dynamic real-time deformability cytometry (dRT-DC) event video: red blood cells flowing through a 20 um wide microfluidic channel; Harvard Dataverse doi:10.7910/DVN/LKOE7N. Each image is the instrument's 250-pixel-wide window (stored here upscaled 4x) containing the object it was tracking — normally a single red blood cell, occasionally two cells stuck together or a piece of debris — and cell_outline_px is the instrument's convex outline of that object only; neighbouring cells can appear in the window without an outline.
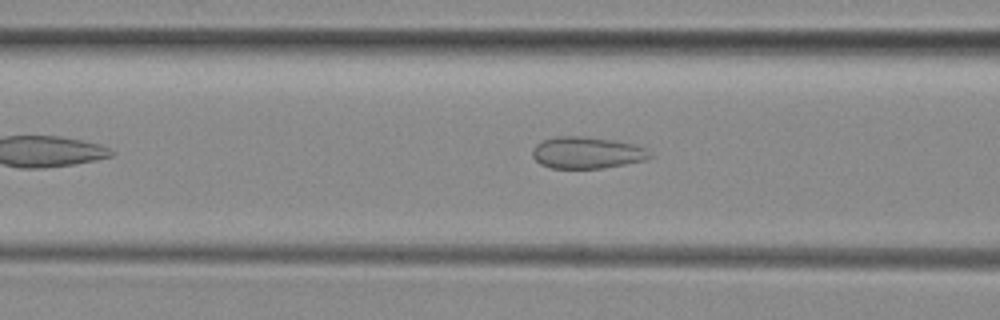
{"species": "common noctule bat (a hibernating species)", "species_latin": "Nyctalus noctula", "temperature_condition": "room temperature", "stored_images_in_passage": 37, "camera_frame_rate_fps": 3000, "um_per_image_px": 0.085, "animal": {"sex": "female", "body_mass_g": 29.2, "forearm_length_mm": 56.3}, "frame": {"image": 1, "passage_image": 11, "time_ms": 3.333, "image_size_px": [1000, 320], "cell_outline_px": [[652, 156], [644, 160], [624, 164], [600, 168], [552, 168], [540, 164], [532, 156], [532, 148], [536, 144], [544, 140], [556, 136], [580, 136], [612, 140], [632, 144], [644, 148]], "centroid_in_image_um": [49.82, 12.98], "position_along_channel_um": 116.8, "area_um2": 21.39}}
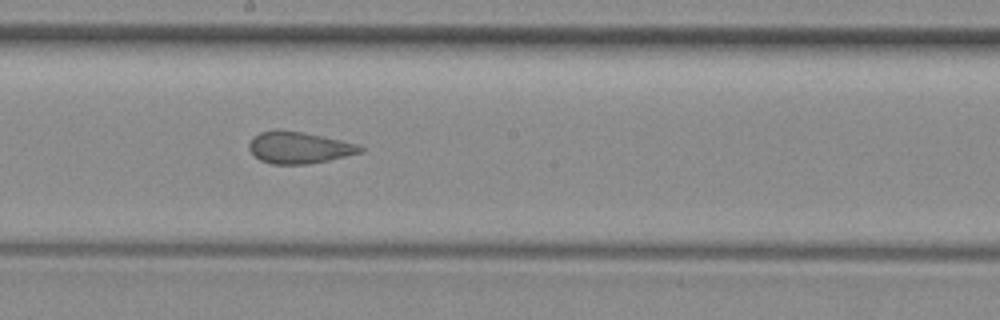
{"frame": {"image": 2, "passage_image": 19, "time_ms": 6.0, "image_size_px": [1000, 320], "cell_outline_px": [[364, 152], [328, 160], [308, 164], [272, 164], [260, 160], [248, 148], [248, 144], [252, 136], [260, 132], [276, 128], [280, 128], [304, 132], [360, 144], [364, 148]], "centroid_in_image_um": [25.41, 12.52], "position_along_channel_um": 222.8, "area_um2": 20.92}}
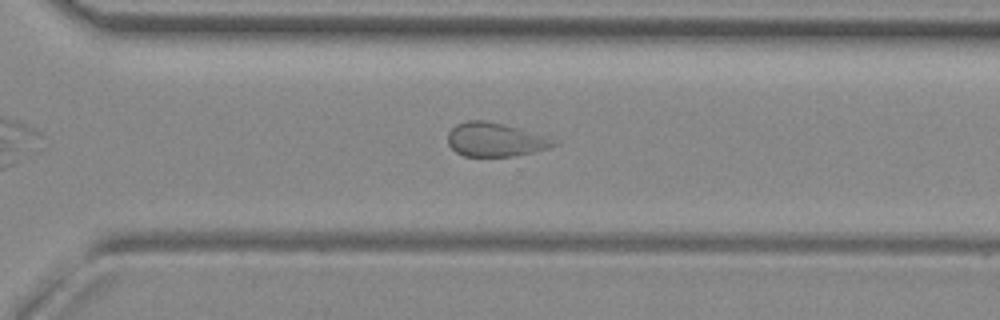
{"frame": {"image": 3, "passage_image": 27, "time_ms": 8.667, "image_size_px": [1000, 320], "cell_outline_px": [[560, 144], [548, 148], [516, 156], [464, 156], [456, 152], [448, 144], [448, 132], [456, 124], [468, 120], [484, 120], [548, 136], [560, 140]], "centroid_in_image_um": [42.13, 11.88], "position_along_channel_um": 328.5, "area_um2": 20.87}, "authors_computed_cell_mechanics": {"area_um2": 21.386, "velocity_mm_per_s": 3.9799, "shape_relaxation_time_tau1_ms": null, "shape_relaxation_time_tau2_ms": 1.0675, "deformation_change_tau1": null, "deformation_change_tau2": 0.0747}}